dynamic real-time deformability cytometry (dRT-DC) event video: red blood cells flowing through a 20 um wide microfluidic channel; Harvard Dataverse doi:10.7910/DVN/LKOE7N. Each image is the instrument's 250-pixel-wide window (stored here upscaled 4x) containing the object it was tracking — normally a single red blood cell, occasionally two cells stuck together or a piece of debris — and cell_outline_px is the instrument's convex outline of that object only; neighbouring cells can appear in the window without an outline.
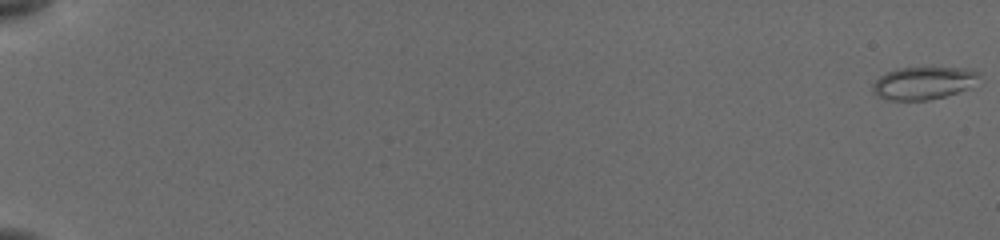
{"species": "common noctule bat (a hibernating species)", "species_latin": "Nyctalus noctula", "temperature_condition": "cold", "stored_images_in_passage": 22, "camera_frame_rate_fps": 3000, "um_per_image_px": 0.085, "animal": {"sex": "female", "body_mass_g": 19.5, "forearm_length_mm": 54.1}, "frame": {"image": 1, "passage_image": 1, "time_ms": 0.0, "image_size_px": [1000, 240], "cell_outline_px": [[980, 76], [968, 88], [944, 96], [928, 100], [888, 100], [872, 92], [872, 84], [880, 76], [896, 68], [964, 68], [980, 72]], "centroid_in_image_um": [78.46, 7.06], "position_along_channel_um": 6.5, "area_um2": 19.94}}